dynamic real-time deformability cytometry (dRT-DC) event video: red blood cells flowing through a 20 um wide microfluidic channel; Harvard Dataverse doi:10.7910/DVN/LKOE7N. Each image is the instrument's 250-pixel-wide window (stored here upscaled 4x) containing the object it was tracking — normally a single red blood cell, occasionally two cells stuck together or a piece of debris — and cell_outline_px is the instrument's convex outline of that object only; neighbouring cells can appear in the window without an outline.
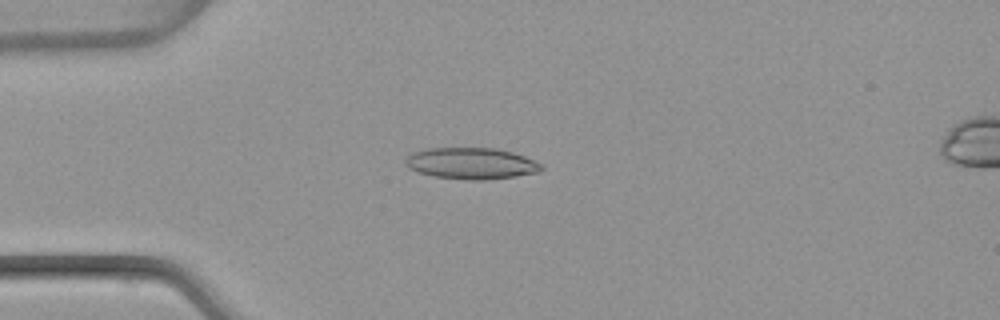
{"species": "common noctule bat (a hibernating species)", "species_latin": "Nyctalus noctula", "temperature_condition": "warm", "stored_images_in_passage": 49, "camera_frame_rate_fps": 3000, "um_per_image_px": 0.085, "animal": {"sex": "female", "body_mass_g": 22.7, "forearm_length_mm": 54.2}, "frame": {"image": 1, "passage_image": 12, "time_ms": 3.667, "image_size_px": [1000, 320], "cell_outline_px": [[544, 168], [540, 172], [516, 176], [484, 180], [468, 180], [436, 176], [420, 172], [408, 168], [404, 164], [404, 160], [412, 152], [428, 148], [496, 148], [512, 152], [524, 156], [544, 164]], "centroid_in_image_um": [40.09, 13.88], "position_along_channel_um": 44.9, "area_um2": 24.97}}
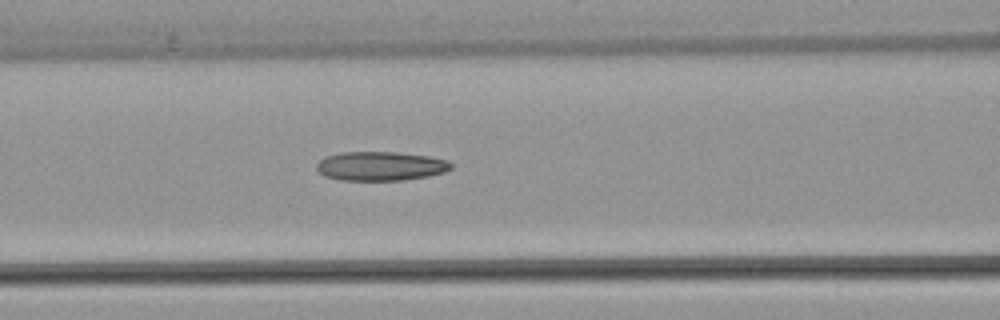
{"frame": {"image": 2, "passage_image": 20, "time_ms": 6.333, "image_size_px": [1000, 320], "cell_outline_px": [[452, 168], [444, 172], [428, 176], [404, 180], [340, 180], [324, 176], [316, 168], [316, 164], [324, 156], [340, 152], [396, 152], [428, 156], [448, 160], [452, 164]], "centroid_in_image_um": [32.33, 14.11], "position_along_channel_um": 134.3, "area_um2": 22.89}}
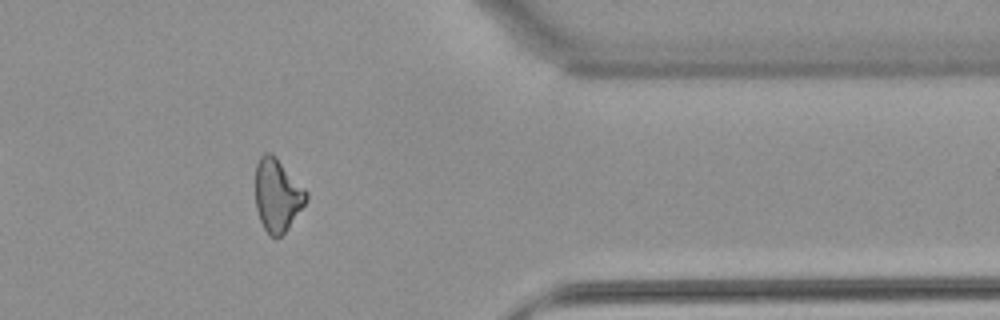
{"frame": {"image": 3, "passage_image": 40, "time_ms": 13.0, "image_size_px": [1000, 320], "cell_outline_px": [[308, 200], [288, 228], [280, 236], [272, 236], [264, 228], [260, 220], [256, 208], [256, 164], [260, 156], [264, 152], [272, 152], [276, 156], [308, 192]], "centroid_in_image_um": [23.58, 16.55], "position_along_channel_um": 387.8, "area_um2": 21.5}, "authors_computed_cell_mechanics": {"area_um2": 22.8888, "velocity_mm_per_s": 4.0732, "shape_relaxation_time_tau1_ms": null, "shape_relaxation_time_tau2_ms": 5.0128, "deformation_change_tau1": null, "deformation_change_tau2": 0.1667}}